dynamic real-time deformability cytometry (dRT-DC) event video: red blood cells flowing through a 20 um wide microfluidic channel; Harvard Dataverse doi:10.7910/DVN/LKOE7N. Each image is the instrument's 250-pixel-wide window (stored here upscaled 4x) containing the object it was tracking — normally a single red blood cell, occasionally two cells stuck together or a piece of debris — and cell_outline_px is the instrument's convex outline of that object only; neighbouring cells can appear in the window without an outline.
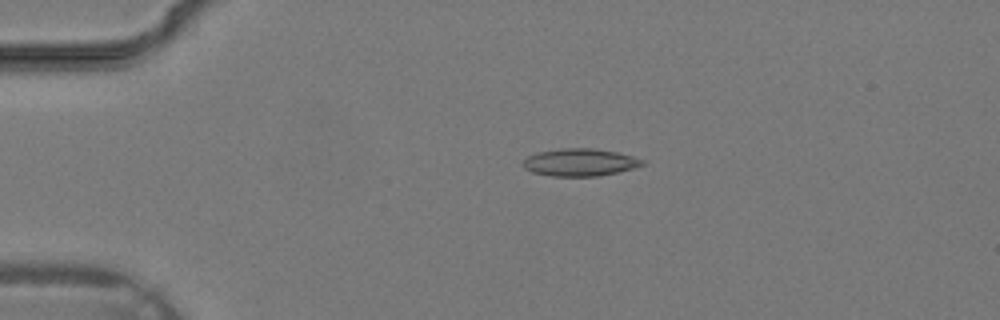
{"species": "common noctule bat (a hibernating species)", "species_latin": "Nyctalus noctula", "temperature_condition": "warm", "stored_images_in_passage": 11, "camera_frame_rate_fps": 3000, "um_per_image_px": 0.085, "animal": {"sex": "male", "body_mass_g": 19.2, "forearm_length_mm": 51.8}, "frame": {"image": 1, "passage_image": 4, "time_ms": 1.0, "image_size_px": [1000, 320], "cell_outline_px": [[644, 164], [632, 168], [600, 176], [552, 176], [532, 172], [524, 168], [520, 164], [528, 156], [536, 152], [560, 148], [592, 148], [620, 152], [644, 160]], "centroid_in_image_um": [49.25, 13.79], "position_along_channel_um": 35.7, "area_um2": 19.19}}
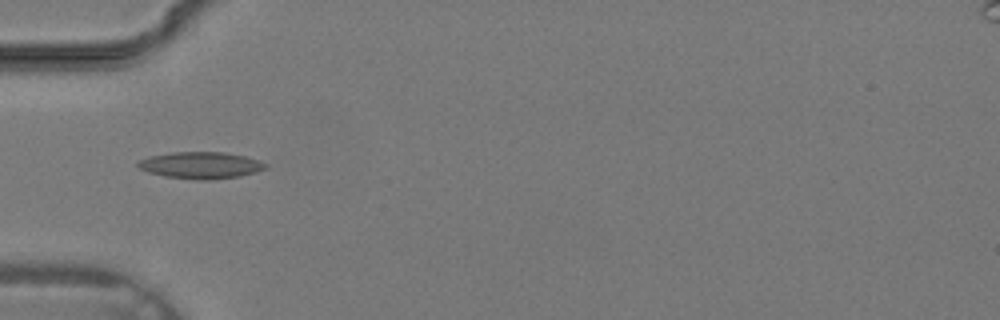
{"frame": {"image": 2, "passage_image": 8, "time_ms": 2.333, "image_size_px": [1000, 320], "cell_outline_px": [[268, 168], [256, 172], [240, 176], [208, 180], [196, 180], [164, 176], [148, 172], [140, 168], [136, 164], [140, 160], [148, 156], [172, 152], [224, 152], [244, 156], [260, 160], [268, 164]], "centroid_in_image_um": [17.09, 14.04], "position_along_channel_um": 67.9, "area_um2": 20.0}}